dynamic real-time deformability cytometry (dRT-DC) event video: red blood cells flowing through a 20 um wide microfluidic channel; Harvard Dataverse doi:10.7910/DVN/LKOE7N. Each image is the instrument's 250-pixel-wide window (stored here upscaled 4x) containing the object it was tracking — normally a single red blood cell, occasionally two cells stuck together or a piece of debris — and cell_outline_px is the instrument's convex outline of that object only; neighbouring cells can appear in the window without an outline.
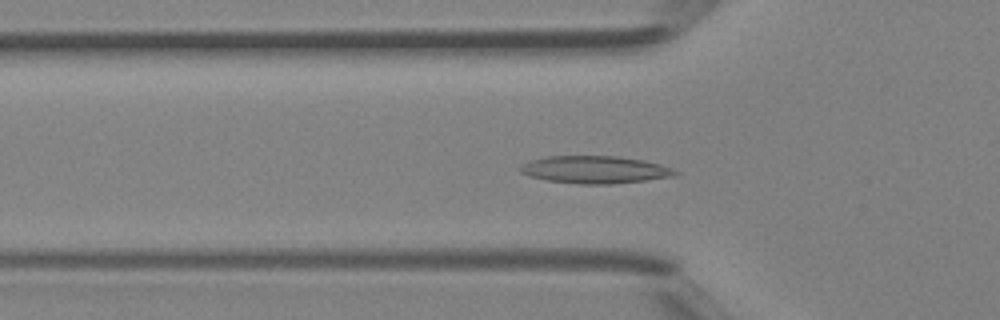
{"species": "Egyptian fruit bat (a non-hibernating species)", "species_latin": "Rousettus aegyptiacus", "temperature_condition": "room temperature", "stored_images_in_passage": 43, "camera_frame_rate_fps": 3000, "um_per_image_px": 0.085, "animal": {"sex": "female"}, "frame": {"image": 1, "passage_image": 14, "time_ms": 4.333, "image_size_px": [1000, 320], "cell_outline_px": [[680, 172], [676, 176], [612, 184], [580, 184], [548, 180], [528, 176], [520, 172], [520, 164], [544, 156], [616, 156], [644, 160], [660, 164], [672, 168]], "centroid_in_image_um": [50.57, 14.42], "position_along_channel_um": 75.2, "area_um2": 24.85}}
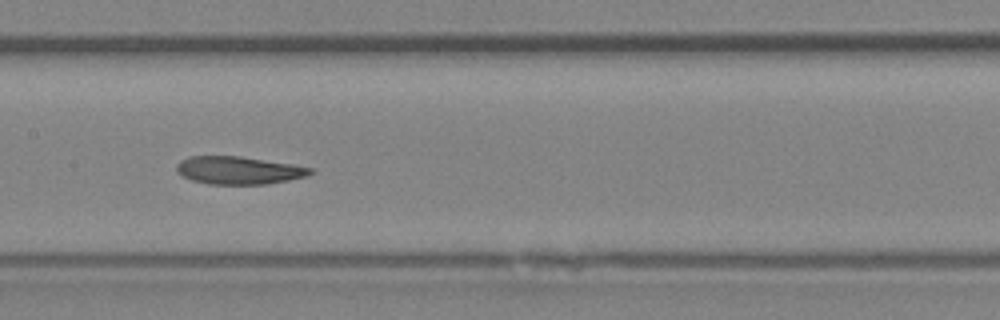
{"frame": {"image": 2, "passage_image": 21, "time_ms": 6.667, "image_size_px": [1000, 320], "cell_outline_px": [[312, 172], [308, 176], [268, 184], [208, 184], [192, 180], [176, 172], [176, 164], [180, 160], [188, 156], [240, 156], [292, 164], [312, 168]], "centroid_in_image_um": [20.26, 14.47], "position_along_channel_um": 187.1, "area_um2": 21.68}}
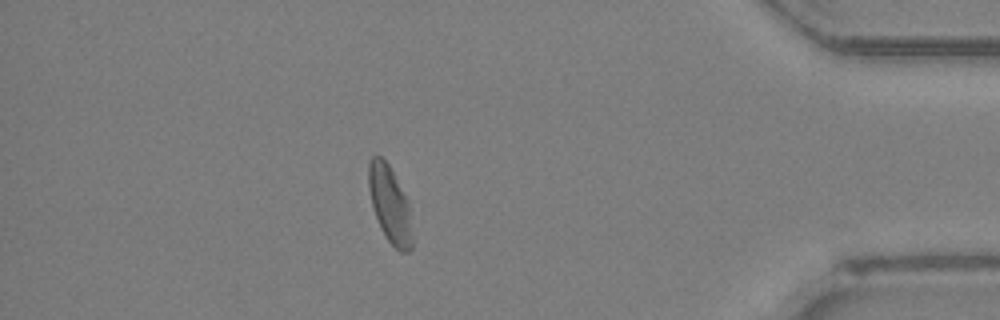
{"frame": {"image": 3, "passage_image": 37, "time_ms": 12.0, "image_size_px": [1000, 320], "cell_outline_px": [[412, 248], [408, 252], [400, 252], [388, 240], [380, 228], [372, 208], [368, 188], [368, 160], [372, 156], [380, 156], [388, 164], [408, 204], [412, 236]], "centroid_in_image_um": [33.09, 17.39], "position_along_channel_um": 402.1, "area_um2": 19.19}}